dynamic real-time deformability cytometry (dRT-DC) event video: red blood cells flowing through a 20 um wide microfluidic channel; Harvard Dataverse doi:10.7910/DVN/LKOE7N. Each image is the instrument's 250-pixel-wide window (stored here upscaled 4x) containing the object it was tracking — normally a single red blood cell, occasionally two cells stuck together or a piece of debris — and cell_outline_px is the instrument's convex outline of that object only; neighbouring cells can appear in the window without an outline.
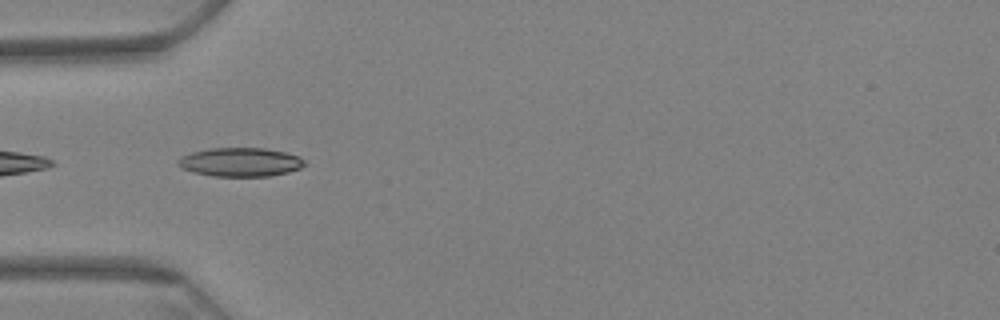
{"species": "Egyptian fruit bat (a non-hibernating species)", "species_latin": "Rousettus aegyptiacus", "temperature_condition": "warm", "stored_images_in_passage": 6, "camera_frame_rate_fps": 3000, "um_per_image_px": 0.085, "animal": {"sex": "female"}, "frame": {"image": 1, "passage_image": 2, "time_ms": 0.333, "image_size_px": [1000, 320], "cell_outline_px": [[308, 164], [300, 168], [288, 172], [268, 176], [212, 176], [192, 172], [180, 168], [176, 164], [176, 160], [180, 156], [192, 152], [208, 148], [264, 148], [284, 152], [300, 156]], "centroid_in_image_um": [20.39, 13.78], "position_along_channel_um": 64.6, "area_um2": 21.5}}